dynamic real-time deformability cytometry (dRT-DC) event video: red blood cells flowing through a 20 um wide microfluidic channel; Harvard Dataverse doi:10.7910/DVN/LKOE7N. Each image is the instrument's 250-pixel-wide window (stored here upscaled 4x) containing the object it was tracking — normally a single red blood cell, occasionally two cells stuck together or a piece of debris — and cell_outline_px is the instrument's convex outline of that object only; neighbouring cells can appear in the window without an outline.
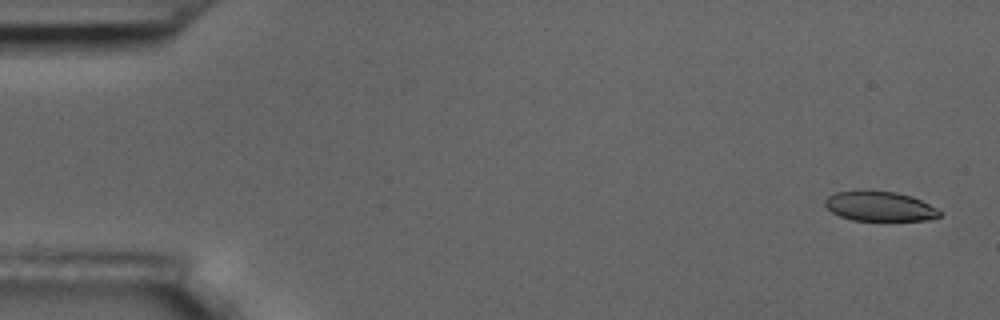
{"species": "common noctule bat (a hibernating species)", "species_latin": "Nyctalus noctula", "temperature_condition": "room temperature", "stored_images_in_passage": 55, "camera_frame_rate_fps": 3000, "um_per_image_px": 0.085, "animal": {"sex": "male", "body_mass_g": 17.5, "forearm_length_mm": 52.3}, "frame": {"image": 1, "passage_image": 2, "time_ms": 0.333, "image_size_px": [1000, 320], "cell_outline_px": [[940, 216], [924, 220], [852, 220], [840, 216], [832, 212], [824, 204], [824, 200], [828, 196], [836, 192], [856, 188], [896, 192], [912, 196], [936, 208], [940, 212]], "centroid_in_image_um": [74.7, 17.49], "position_along_channel_um": 10.3, "area_um2": 20.11}}
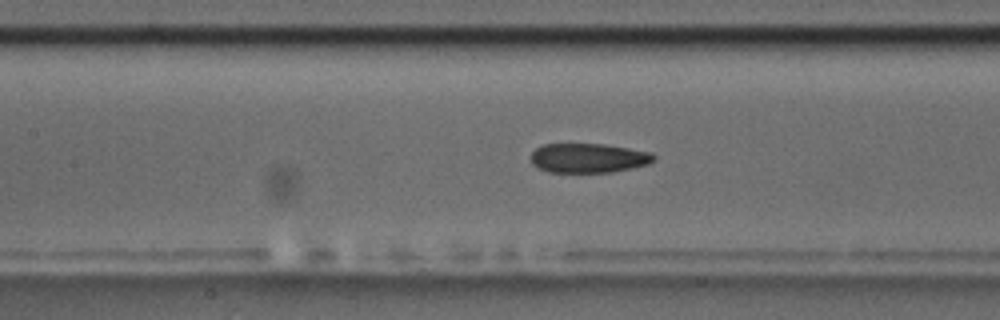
{"frame": {"image": 2, "passage_image": 25, "time_ms": 8.0, "image_size_px": [1000, 320], "cell_outline_px": [[656, 160], [648, 164], [632, 168], [612, 172], [548, 172], [532, 164], [532, 152], [536, 148], [544, 144], [604, 144], [652, 152], [656, 156]], "centroid_in_image_um": [50.06, 13.43], "position_along_channel_um": 157.3, "area_um2": 21.1}}
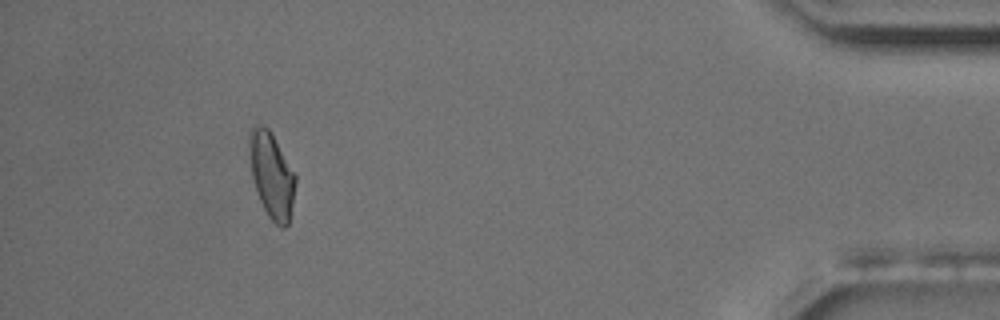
{"frame": {"image": 3, "passage_image": 51, "time_ms": 16.667, "image_size_px": [1000, 320], "cell_outline_px": [[296, 180], [292, 204], [288, 224], [284, 228], [280, 228], [268, 216], [256, 192], [252, 176], [248, 148], [248, 132], [252, 124], [256, 124], [268, 128], [272, 132], [296, 176]], "centroid_in_image_um": [23.06, 14.84], "position_along_channel_um": 412.1, "area_um2": 23.12}, "authors_computed_cell_mechanics": {"area_um2": 22.0218, "velocity_mm_per_s": 3.6305, "shape_relaxation_time_tau1_ms": 8.6613, "shape_relaxation_time_tau2_ms": 2.9725, "deformation_change_tau1": 0.1735, "deformation_change_tau2": 0.1039}}